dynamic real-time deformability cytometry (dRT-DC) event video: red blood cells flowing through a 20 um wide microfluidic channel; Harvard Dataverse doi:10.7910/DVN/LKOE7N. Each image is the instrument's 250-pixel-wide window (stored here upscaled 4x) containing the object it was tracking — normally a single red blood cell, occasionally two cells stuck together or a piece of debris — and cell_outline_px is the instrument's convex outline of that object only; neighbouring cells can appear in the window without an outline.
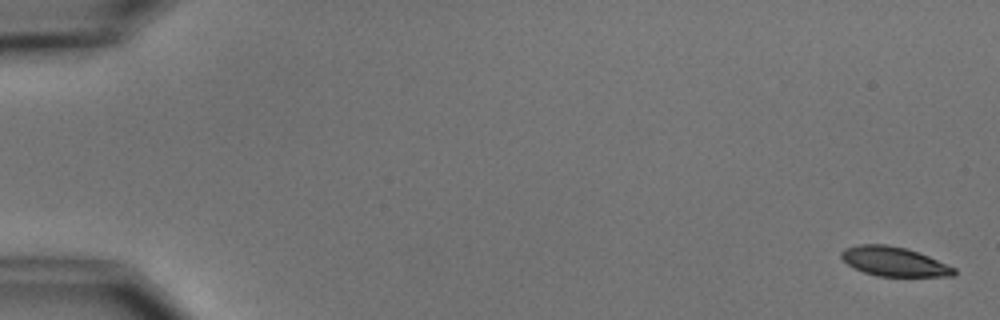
{"species": "common noctule bat (a hibernating species)", "species_latin": "Nyctalus noctula", "temperature_condition": "cold", "stored_images_in_passage": 9, "camera_frame_rate_fps": 3000, "um_per_image_px": 0.085, "animal": {"sex": "male", "body_mass_g": 15.6}, "frame": {"image": 1, "passage_image": 1, "time_ms": 0.0, "image_size_px": [1000, 320], "cell_outline_px": [[956, 272], [952, 276], [876, 276], [864, 272], [848, 264], [840, 256], [840, 252], [844, 248], [860, 244], [884, 244], [904, 248], [928, 256], [956, 268]], "centroid_in_image_um": [75.97, 22.23], "position_along_channel_um": 9.0, "area_um2": 19.02}}
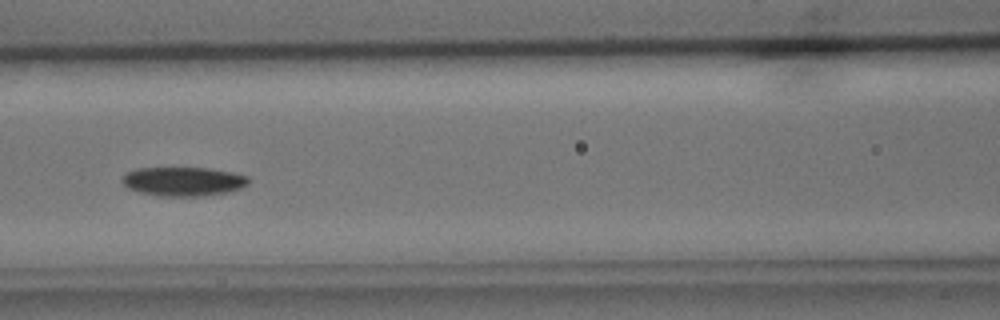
{"frame": {"image": 2, "passage_image": 7, "time_ms": 8.0, "image_size_px": [1000, 320], "cell_outline_px": [[248, 184], [240, 188], [228, 192], [204, 196], [160, 196], [140, 192], [128, 188], [120, 180], [128, 172], [136, 168], [208, 168], [232, 172], [248, 176]], "centroid_in_image_um": [15.59, 15.42], "position_along_channel_um": 151.0, "area_um2": 21.33}}
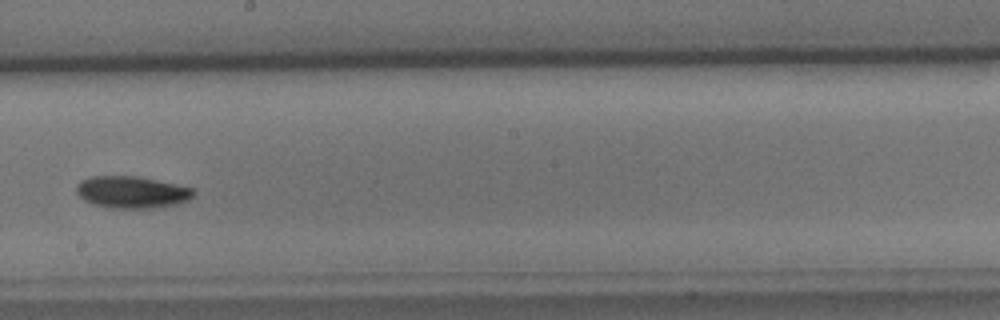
{"frame": {"image": 3, "passage_image": 9, "time_ms": 10.333, "image_size_px": [1000, 320], "cell_outline_px": [[196, 192], [188, 200], [180, 204], [164, 208], [112, 208], [92, 204], [84, 200], [76, 192], [76, 184], [80, 180], [88, 176], [140, 176], [196, 188]], "centroid_in_image_um": [11.25, 16.33], "position_along_channel_um": 237.0, "area_um2": 22.43}}